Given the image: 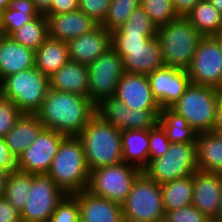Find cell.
Wrapping results in <instances>:
<instances>
[{
	"instance_id": "46",
	"label": "cell",
	"mask_w": 222,
	"mask_h": 222,
	"mask_svg": "<svg viewBox=\"0 0 222 222\" xmlns=\"http://www.w3.org/2000/svg\"><path fill=\"white\" fill-rule=\"evenodd\" d=\"M78 9V0H53L50 9L45 14L69 13Z\"/></svg>"
},
{
	"instance_id": "40",
	"label": "cell",
	"mask_w": 222,
	"mask_h": 222,
	"mask_svg": "<svg viewBox=\"0 0 222 222\" xmlns=\"http://www.w3.org/2000/svg\"><path fill=\"white\" fill-rule=\"evenodd\" d=\"M116 30L157 32V27L151 22L150 17L140 5L131 13L127 21Z\"/></svg>"
},
{
	"instance_id": "45",
	"label": "cell",
	"mask_w": 222,
	"mask_h": 222,
	"mask_svg": "<svg viewBox=\"0 0 222 222\" xmlns=\"http://www.w3.org/2000/svg\"><path fill=\"white\" fill-rule=\"evenodd\" d=\"M0 222H22L20 212L4 196H0Z\"/></svg>"
},
{
	"instance_id": "14",
	"label": "cell",
	"mask_w": 222,
	"mask_h": 222,
	"mask_svg": "<svg viewBox=\"0 0 222 222\" xmlns=\"http://www.w3.org/2000/svg\"><path fill=\"white\" fill-rule=\"evenodd\" d=\"M147 77L161 109L171 108L191 84L187 70L166 65L148 73Z\"/></svg>"
},
{
	"instance_id": "31",
	"label": "cell",
	"mask_w": 222,
	"mask_h": 222,
	"mask_svg": "<svg viewBox=\"0 0 222 222\" xmlns=\"http://www.w3.org/2000/svg\"><path fill=\"white\" fill-rule=\"evenodd\" d=\"M35 174L13 170L5 180L3 196L20 213L23 211L29 196L32 179Z\"/></svg>"
},
{
	"instance_id": "23",
	"label": "cell",
	"mask_w": 222,
	"mask_h": 222,
	"mask_svg": "<svg viewBox=\"0 0 222 222\" xmlns=\"http://www.w3.org/2000/svg\"><path fill=\"white\" fill-rule=\"evenodd\" d=\"M88 67L69 60L49 77V88L88 97Z\"/></svg>"
},
{
	"instance_id": "13",
	"label": "cell",
	"mask_w": 222,
	"mask_h": 222,
	"mask_svg": "<svg viewBox=\"0 0 222 222\" xmlns=\"http://www.w3.org/2000/svg\"><path fill=\"white\" fill-rule=\"evenodd\" d=\"M65 137L60 132L44 128L16 160V168L31 174L47 173L59 145Z\"/></svg>"
},
{
	"instance_id": "15",
	"label": "cell",
	"mask_w": 222,
	"mask_h": 222,
	"mask_svg": "<svg viewBox=\"0 0 222 222\" xmlns=\"http://www.w3.org/2000/svg\"><path fill=\"white\" fill-rule=\"evenodd\" d=\"M114 96L128 108L161 110L152 95L149 80L145 74L124 72L118 81Z\"/></svg>"
},
{
	"instance_id": "37",
	"label": "cell",
	"mask_w": 222,
	"mask_h": 222,
	"mask_svg": "<svg viewBox=\"0 0 222 222\" xmlns=\"http://www.w3.org/2000/svg\"><path fill=\"white\" fill-rule=\"evenodd\" d=\"M160 110H141L127 107L125 130H150L158 124Z\"/></svg>"
},
{
	"instance_id": "34",
	"label": "cell",
	"mask_w": 222,
	"mask_h": 222,
	"mask_svg": "<svg viewBox=\"0 0 222 222\" xmlns=\"http://www.w3.org/2000/svg\"><path fill=\"white\" fill-rule=\"evenodd\" d=\"M96 114L117 129L125 130L127 106L115 96L101 100L96 105Z\"/></svg>"
},
{
	"instance_id": "28",
	"label": "cell",
	"mask_w": 222,
	"mask_h": 222,
	"mask_svg": "<svg viewBox=\"0 0 222 222\" xmlns=\"http://www.w3.org/2000/svg\"><path fill=\"white\" fill-rule=\"evenodd\" d=\"M40 15L32 0H11L9 6L1 12L2 34L10 36L23 24Z\"/></svg>"
},
{
	"instance_id": "49",
	"label": "cell",
	"mask_w": 222,
	"mask_h": 222,
	"mask_svg": "<svg viewBox=\"0 0 222 222\" xmlns=\"http://www.w3.org/2000/svg\"><path fill=\"white\" fill-rule=\"evenodd\" d=\"M41 14H45L51 7L53 0H32Z\"/></svg>"
},
{
	"instance_id": "8",
	"label": "cell",
	"mask_w": 222,
	"mask_h": 222,
	"mask_svg": "<svg viewBox=\"0 0 222 222\" xmlns=\"http://www.w3.org/2000/svg\"><path fill=\"white\" fill-rule=\"evenodd\" d=\"M141 173L140 169L125 162L99 167L90 171L87 190L122 205Z\"/></svg>"
},
{
	"instance_id": "53",
	"label": "cell",
	"mask_w": 222,
	"mask_h": 222,
	"mask_svg": "<svg viewBox=\"0 0 222 222\" xmlns=\"http://www.w3.org/2000/svg\"><path fill=\"white\" fill-rule=\"evenodd\" d=\"M10 1L11 0H0V11L1 12L9 6Z\"/></svg>"
},
{
	"instance_id": "26",
	"label": "cell",
	"mask_w": 222,
	"mask_h": 222,
	"mask_svg": "<svg viewBox=\"0 0 222 222\" xmlns=\"http://www.w3.org/2000/svg\"><path fill=\"white\" fill-rule=\"evenodd\" d=\"M69 60L67 43L50 37L35 51V67L48 77Z\"/></svg>"
},
{
	"instance_id": "35",
	"label": "cell",
	"mask_w": 222,
	"mask_h": 222,
	"mask_svg": "<svg viewBox=\"0 0 222 222\" xmlns=\"http://www.w3.org/2000/svg\"><path fill=\"white\" fill-rule=\"evenodd\" d=\"M140 3L157 28L178 17L173 9L172 0H141Z\"/></svg>"
},
{
	"instance_id": "12",
	"label": "cell",
	"mask_w": 222,
	"mask_h": 222,
	"mask_svg": "<svg viewBox=\"0 0 222 222\" xmlns=\"http://www.w3.org/2000/svg\"><path fill=\"white\" fill-rule=\"evenodd\" d=\"M191 84L222 89V49L215 36H203L187 69Z\"/></svg>"
},
{
	"instance_id": "17",
	"label": "cell",
	"mask_w": 222,
	"mask_h": 222,
	"mask_svg": "<svg viewBox=\"0 0 222 222\" xmlns=\"http://www.w3.org/2000/svg\"><path fill=\"white\" fill-rule=\"evenodd\" d=\"M66 43L70 60L89 65L112 47L111 32L98 25L91 32L82 34Z\"/></svg>"
},
{
	"instance_id": "55",
	"label": "cell",
	"mask_w": 222,
	"mask_h": 222,
	"mask_svg": "<svg viewBox=\"0 0 222 222\" xmlns=\"http://www.w3.org/2000/svg\"><path fill=\"white\" fill-rule=\"evenodd\" d=\"M158 222H171V221L167 219L166 217H163Z\"/></svg>"
},
{
	"instance_id": "41",
	"label": "cell",
	"mask_w": 222,
	"mask_h": 222,
	"mask_svg": "<svg viewBox=\"0 0 222 222\" xmlns=\"http://www.w3.org/2000/svg\"><path fill=\"white\" fill-rule=\"evenodd\" d=\"M170 144L165 132L158 124L153 129H150L148 163L164 155L168 151Z\"/></svg>"
},
{
	"instance_id": "19",
	"label": "cell",
	"mask_w": 222,
	"mask_h": 222,
	"mask_svg": "<svg viewBox=\"0 0 222 222\" xmlns=\"http://www.w3.org/2000/svg\"><path fill=\"white\" fill-rule=\"evenodd\" d=\"M122 58L124 72L145 74L163 67L161 46L156 37L144 47L113 48Z\"/></svg>"
},
{
	"instance_id": "50",
	"label": "cell",
	"mask_w": 222,
	"mask_h": 222,
	"mask_svg": "<svg viewBox=\"0 0 222 222\" xmlns=\"http://www.w3.org/2000/svg\"><path fill=\"white\" fill-rule=\"evenodd\" d=\"M7 173L4 170H0V196H3L5 180L7 178Z\"/></svg>"
},
{
	"instance_id": "29",
	"label": "cell",
	"mask_w": 222,
	"mask_h": 222,
	"mask_svg": "<svg viewBox=\"0 0 222 222\" xmlns=\"http://www.w3.org/2000/svg\"><path fill=\"white\" fill-rule=\"evenodd\" d=\"M165 213L192 204L193 181L192 176L178 178L160 184Z\"/></svg>"
},
{
	"instance_id": "1",
	"label": "cell",
	"mask_w": 222,
	"mask_h": 222,
	"mask_svg": "<svg viewBox=\"0 0 222 222\" xmlns=\"http://www.w3.org/2000/svg\"><path fill=\"white\" fill-rule=\"evenodd\" d=\"M35 114L45 128L53 129L64 136H78L96 115V105L89 97L49 88Z\"/></svg>"
},
{
	"instance_id": "52",
	"label": "cell",
	"mask_w": 222,
	"mask_h": 222,
	"mask_svg": "<svg viewBox=\"0 0 222 222\" xmlns=\"http://www.w3.org/2000/svg\"><path fill=\"white\" fill-rule=\"evenodd\" d=\"M210 3L222 13V0H209Z\"/></svg>"
},
{
	"instance_id": "47",
	"label": "cell",
	"mask_w": 222,
	"mask_h": 222,
	"mask_svg": "<svg viewBox=\"0 0 222 222\" xmlns=\"http://www.w3.org/2000/svg\"><path fill=\"white\" fill-rule=\"evenodd\" d=\"M201 0H172L173 9L178 16L186 17Z\"/></svg>"
},
{
	"instance_id": "30",
	"label": "cell",
	"mask_w": 222,
	"mask_h": 222,
	"mask_svg": "<svg viewBox=\"0 0 222 222\" xmlns=\"http://www.w3.org/2000/svg\"><path fill=\"white\" fill-rule=\"evenodd\" d=\"M186 17L202 36H215L222 30V13L209 0L199 1Z\"/></svg>"
},
{
	"instance_id": "27",
	"label": "cell",
	"mask_w": 222,
	"mask_h": 222,
	"mask_svg": "<svg viewBox=\"0 0 222 222\" xmlns=\"http://www.w3.org/2000/svg\"><path fill=\"white\" fill-rule=\"evenodd\" d=\"M158 125L163 129L170 143H196L198 133L183 116L171 108L160 110Z\"/></svg>"
},
{
	"instance_id": "24",
	"label": "cell",
	"mask_w": 222,
	"mask_h": 222,
	"mask_svg": "<svg viewBox=\"0 0 222 222\" xmlns=\"http://www.w3.org/2000/svg\"><path fill=\"white\" fill-rule=\"evenodd\" d=\"M196 154L200 171L222 174V138L217 132L198 133Z\"/></svg>"
},
{
	"instance_id": "9",
	"label": "cell",
	"mask_w": 222,
	"mask_h": 222,
	"mask_svg": "<svg viewBox=\"0 0 222 222\" xmlns=\"http://www.w3.org/2000/svg\"><path fill=\"white\" fill-rule=\"evenodd\" d=\"M198 169L196 143H171L168 151L150 161L142 172L158 184L192 176Z\"/></svg>"
},
{
	"instance_id": "38",
	"label": "cell",
	"mask_w": 222,
	"mask_h": 222,
	"mask_svg": "<svg viewBox=\"0 0 222 222\" xmlns=\"http://www.w3.org/2000/svg\"><path fill=\"white\" fill-rule=\"evenodd\" d=\"M48 222H80L78 199L73 194H66Z\"/></svg>"
},
{
	"instance_id": "43",
	"label": "cell",
	"mask_w": 222,
	"mask_h": 222,
	"mask_svg": "<svg viewBox=\"0 0 222 222\" xmlns=\"http://www.w3.org/2000/svg\"><path fill=\"white\" fill-rule=\"evenodd\" d=\"M111 0H78V9L99 25L104 21Z\"/></svg>"
},
{
	"instance_id": "4",
	"label": "cell",
	"mask_w": 222,
	"mask_h": 222,
	"mask_svg": "<svg viewBox=\"0 0 222 222\" xmlns=\"http://www.w3.org/2000/svg\"><path fill=\"white\" fill-rule=\"evenodd\" d=\"M202 37L187 17L178 16L158 27L156 38L161 46L164 64L187 70Z\"/></svg>"
},
{
	"instance_id": "57",
	"label": "cell",
	"mask_w": 222,
	"mask_h": 222,
	"mask_svg": "<svg viewBox=\"0 0 222 222\" xmlns=\"http://www.w3.org/2000/svg\"><path fill=\"white\" fill-rule=\"evenodd\" d=\"M3 36L2 31H1V27H0V38Z\"/></svg>"
},
{
	"instance_id": "11",
	"label": "cell",
	"mask_w": 222,
	"mask_h": 222,
	"mask_svg": "<svg viewBox=\"0 0 222 222\" xmlns=\"http://www.w3.org/2000/svg\"><path fill=\"white\" fill-rule=\"evenodd\" d=\"M66 193L47 173L35 174L27 203L20 213L22 222H48Z\"/></svg>"
},
{
	"instance_id": "25",
	"label": "cell",
	"mask_w": 222,
	"mask_h": 222,
	"mask_svg": "<svg viewBox=\"0 0 222 222\" xmlns=\"http://www.w3.org/2000/svg\"><path fill=\"white\" fill-rule=\"evenodd\" d=\"M123 162L141 171L149 159V130L129 129L121 131Z\"/></svg>"
},
{
	"instance_id": "22",
	"label": "cell",
	"mask_w": 222,
	"mask_h": 222,
	"mask_svg": "<svg viewBox=\"0 0 222 222\" xmlns=\"http://www.w3.org/2000/svg\"><path fill=\"white\" fill-rule=\"evenodd\" d=\"M45 128L35 113H22L4 136L6 145L17 160Z\"/></svg>"
},
{
	"instance_id": "56",
	"label": "cell",
	"mask_w": 222,
	"mask_h": 222,
	"mask_svg": "<svg viewBox=\"0 0 222 222\" xmlns=\"http://www.w3.org/2000/svg\"><path fill=\"white\" fill-rule=\"evenodd\" d=\"M217 133L220 135V137L222 138V128H220Z\"/></svg>"
},
{
	"instance_id": "18",
	"label": "cell",
	"mask_w": 222,
	"mask_h": 222,
	"mask_svg": "<svg viewBox=\"0 0 222 222\" xmlns=\"http://www.w3.org/2000/svg\"><path fill=\"white\" fill-rule=\"evenodd\" d=\"M47 19L48 36L68 42L89 33L99 24L79 9L62 14H44Z\"/></svg>"
},
{
	"instance_id": "20",
	"label": "cell",
	"mask_w": 222,
	"mask_h": 222,
	"mask_svg": "<svg viewBox=\"0 0 222 222\" xmlns=\"http://www.w3.org/2000/svg\"><path fill=\"white\" fill-rule=\"evenodd\" d=\"M79 203L80 222H125L122 205L82 190L73 194Z\"/></svg>"
},
{
	"instance_id": "7",
	"label": "cell",
	"mask_w": 222,
	"mask_h": 222,
	"mask_svg": "<svg viewBox=\"0 0 222 222\" xmlns=\"http://www.w3.org/2000/svg\"><path fill=\"white\" fill-rule=\"evenodd\" d=\"M125 222H158L165 217L160 184L143 172L122 204Z\"/></svg>"
},
{
	"instance_id": "16",
	"label": "cell",
	"mask_w": 222,
	"mask_h": 222,
	"mask_svg": "<svg viewBox=\"0 0 222 222\" xmlns=\"http://www.w3.org/2000/svg\"><path fill=\"white\" fill-rule=\"evenodd\" d=\"M192 181V204L213 220L222 195V174L197 170L192 175Z\"/></svg>"
},
{
	"instance_id": "21",
	"label": "cell",
	"mask_w": 222,
	"mask_h": 222,
	"mask_svg": "<svg viewBox=\"0 0 222 222\" xmlns=\"http://www.w3.org/2000/svg\"><path fill=\"white\" fill-rule=\"evenodd\" d=\"M35 67V51L14 41L0 38V82L7 76Z\"/></svg>"
},
{
	"instance_id": "42",
	"label": "cell",
	"mask_w": 222,
	"mask_h": 222,
	"mask_svg": "<svg viewBox=\"0 0 222 222\" xmlns=\"http://www.w3.org/2000/svg\"><path fill=\"white\" fill-rule=\"evenodd\" d=\"M165 217L171 222H211L212 219L198 210L193 204L168 211Z\"/></svg>"
},
{
	"instance_id": "39",
	"label": "cell",
	"mask_w": 222,
	"mask_h": 222,
	"mask_svg": "<svg viewBox=\"0 0 222 222\" xmlns=\"http://www.w3.org/2000/svg\"><path fill=\"white\" fill-rule=\"evenodd\" d=\"M22 112L16 104L0 94V136L4 137L15 125Z\"/></svg>"
},
{
	"instance_id": "6",
	"label": "cell",
	"mask_w": 222,
	"mask_h": 222,
	"mask_svg": "<svg viewBox=\"0 0 222 222\" xmlns=\"http://www.w3.org/2000/svg\"><path fill=\"white\" fill-rule=\"evenodd\" d=\"M219 91L211 86L190 84L171 109L183 116L197 133L213 131Z\"/></svg>"
},
{
	"instance_id": "2",
	"label": "cell",
	"mask_w": 222,
	"mask_h": 222,
	"mask_svg": "<svg viewBox=\"0 0 222 222\" xmlns=\"http://www.w3.org/2000/svg\"><path fill=\"white\" fill-rule=\"evenodd\" d=\"M77 137L82 142L90 171L123 162L121 130L105 122L97 114Z\"/></svg>"
},
{
	"instance_id": "48",
	"label": "cell",
	"mask_w": 222,
	"mask_h": 222,
	"mask_svg": "<svg viewBox=\"0 0 222 222\" xmlns=\"http://www.w3.org/2000/svg\"><path fill=\"white\" fill-rule=\"evenodd\" d=\"M220 128H222V89L219 91L218 104L215 115V122L213 125V131L217 132Z\"/></svg>"
},
{
	"instance_id": "33",
	"label": "cell",
	"mask_w": 222,
	"mask_h": 222,
	"mask_svg": "<svg viewBox=\"0 0 222 222\" xmlns=\"http://www.w3.org/2000/svg\"><path fill=\"white\" fill-rule=\"evenodd\" d=\"M141 0H111L107 15L100 24L109 32L122 26L131 13L141 5Z\"/></svg>"
},
{
	"instance_id": "54",
	"label": "cell",
	"mask_w": 222,
	"mask_h": 222,
	"mask_svg": "<svg viewBox=\"0 0 222 222\" xmlns=\"http://www.w3.org/2000/svg\"><path fill=\"white\" fill-rule=\"evenodd\" d=\"M216 39L218 40L220 46H221V49H222V30L215 35Z\"/></svg>"
},
{
	"instance_id": "10",
	"label": "cell",
	"mask_w": 222,
	"mask_h": 222,
	"mask_svg": "<svg viewBox=\"0 0 222 222\" xmlns=\"http://www.w3.org/2000/svg\"><path fill=\"white\" fill-rule=\"evenodd\" d=\"M88 67V97L97 105L114 96L118 81L124 74L121 56L111 47Z\"/></svg>"
},
{
	"instance_id": "36",
	"label": "cell",
	"mask_w": 222,
	"mask_h": 222,
	"mask_svg": "<svg viewBox=\"0 0 222 222\" xmlns=\"http://www.w3.org/2000/svg\"><path fill=\"white\" fill-rule=\"evenodd\" d=\"M157 32H135L128 30H114L111 32L112 48H136L144 47Z\"/></svg>"
},
{
	"instance_id": "3",
	"label": "cell",
	"mask_w": 222,
	"mask_h": 222,
	"mask_svg": "<svg viewBox=\"0 0 222 222\" xmlns=\"http://www.w3.org/2000/svg\"><path fill=\"white\" fill-rule=\"evenodd\" d=\"M47 174L66 194L87 190L90 170L77 136H66L61 141Z\"/></svg>"
},
{
	"instance_id": "51",
	"label": "cell",
	"mask_w": 222,
	"mask_h": 222,
	"mask_svg": "<svg viewBox=\"0 0 222 222\" xmlns=\"http://www.w3.org/2000/svg\"><path fill=\"white\" fill-rule=\"evenodd\" d=\"M214 222H222V195L220 200V205L216 216L213 219Z\"/></svg>"
},
{
	"instance_id": "5",
	"label": "cell",
	"mask_w": 222,
	"mask_h": 222,
	"mask_svg": "<svg viewBox=\"0 0 222 222\" xmlns=\"http://www.w3.org/2000/svg\"><path fill=\"white\" fill-rule=\"evenodd\" d=\"M49 90V77L36 67L5 77L0 94L12 100L22 113H36Z\"/></svg>"
},
{
	"instance_id": "32",
	"label": "cell",
	"mask_w": 222,
	"mask_h": 222,
	"mask_svg": "<svg viewBox=\"0 0 222 222\" xmlns=\"http://www.w3.org/2000/svg\"><path fill=\"white\" fill-rule=\"evenodd\" d=\"M10 37L17 43L36 51L49 37L46 16L41 14L33 18L15 30Z\"/></svg>"
},
{
	"instance_id": "44",
	"label": "cell",
	"mask_w": 222,
	"mask_h": 222,
	"mask_svg": "<svg viewBox=\"0 0 222 222\" xmlns=\"http://www.w3.org/2000/svg\"><path fill=\"white\" fill-rule=\"evenodd\" d=\"M16 169V159L6 145L4 137L0 136V170L9 174Z\"/></svg>"
}]
</instances>
